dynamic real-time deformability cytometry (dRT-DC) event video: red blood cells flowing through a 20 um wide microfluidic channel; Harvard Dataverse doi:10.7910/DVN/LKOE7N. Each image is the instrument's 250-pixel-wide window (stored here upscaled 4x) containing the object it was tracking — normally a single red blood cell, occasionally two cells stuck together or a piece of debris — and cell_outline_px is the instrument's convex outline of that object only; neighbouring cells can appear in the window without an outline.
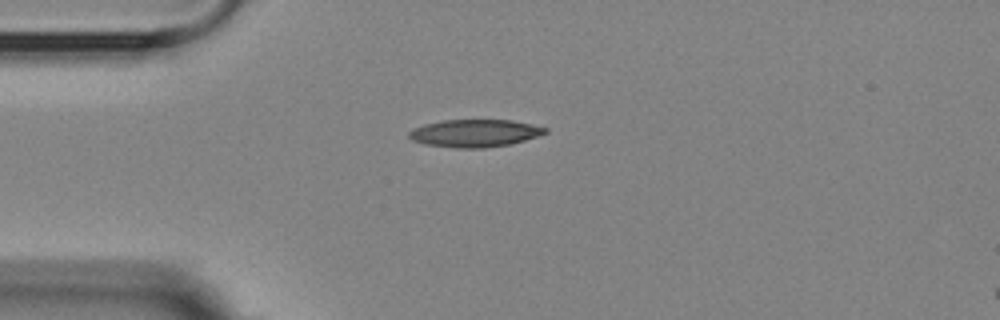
{"species": "Egyptian fruit bat (a non-hibernating species)", "species_latin": "Rousettus aegyptiacus", "temperature_condition": "room temperature", "stored_images_in_passage": 5, "camera_frame_rate_fps": 3000, "um_per_image_px": 0.085, "animal": {"sex": "female"}, "frame": {"image": 1, "passage_image": 5, "time_ms": 5.667, "image_size_px": [1000, 320], "cell_outline_px": [[548, 132], [512, 144], [484, 148], [456, 148], [424, 144], [412, 140], [408, 136], [408, 132], [412, 128], [424, 124], [444, 120], [512, 120], [532, 124], [548, 128]], "centroid_in_image_um": [40.34, 11.32], "position_along_channel_um": 44.7, "area_um2": 21.96}}